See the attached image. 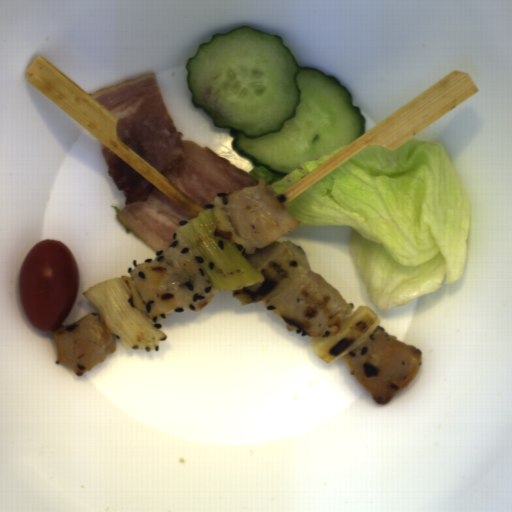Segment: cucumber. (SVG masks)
<instances>
[{"label": "cucumber", "mask_w": 512, "mask_h": 512, "mask_svg": "<svg viewBox=\"0 0 512 512\" xmlns=\"http://www.w3.org/2000/svg\"><path fill=\"white\" fill-rule=\"evenodd\" d=\"M190 102L227 127L255 167L287 176L365 133L348 87L300 66L281 35L238 26L211 35L185 61Z\"/></svg>", "instance_id": "cucumber-1"}]
</instances>
